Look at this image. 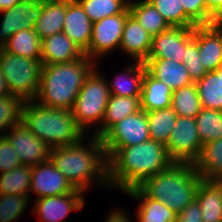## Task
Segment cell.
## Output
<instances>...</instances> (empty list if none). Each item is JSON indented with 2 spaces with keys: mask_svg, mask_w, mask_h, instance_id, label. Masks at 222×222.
Instances as JSON below:
<instances>
[{
  "mask_svg": "<svg viewBox=\"0 0 222 222\" xmlns=\"http://www.w3.org/2000/svg\"><path fill=\"white\" fill-rule=\"evenodd\" d=\"M84 52L63 32L42 40L41 62L43 65L71 62L84 56Z\"/></svg>",
  "mask_w": 222,
  "mask_h": 222,
  "instance_id": "ac0fdd59",
  "label": "cell"
},
{
  "mask_svg": "<svg viewBox=\"0 0 222 222\" xmlns=\"http://www.w3.org/2000/svg\"><path fill=\"white\" fill-rule=\"evenodd\" d=\"M140 98L141 97L115 96L111 94L105 109L103 124L94 136L100 138L112 125L140 111Z\"/></svg>",
  "mask_w": 222,
  "mask_h": 222,
  "instance_id": "cb8c5ba5",
  "label": "cell"
},
{
  "mask_svg": "<svg viewBox=\"0 0 222 222\" xmlns=\"http://www.w3.org/2000/svg\"><path fill=\"white\" fill-rule=\"evenodd\" d=\"M202 148L196 119L178 116L166 145L169 157L176 163L194 164L200 158Z\"/></svg>",
  "mask_w": 222,
  "mask_h": 222,
  "instance_id": "9c48e42d",
  "label": "cell"
},
{
  "mask_svg": "<svg viewBox=\"0 0 222 222\" xmlns=\"http://www.w3.org/2000/svg\"><path fill=\"white\" fill-rule=\"evenodd\" d=\"M85 191L69 192L58 196L36 199L33 212L41 217L43 222H64L67 214L72 210H80L84 206L82 194Z\"/></svg>",
  "mask_w": 222,
  "mask_h": 222,
  "instance_id": "9a60e30c",
  "label": "cell"
},
{
  "mask_svg": "<svg viewBox=\"0 0 222 222\" xmlns=\"http://www.w3.org/2000/svg\"><path fill=\"white\" fill-rule=\"evenodd\" d=\"M201 180L194 164L174 162L168 169L148 177L139 188L149 198L179 213L196 198Z\"/></svg>",
  "mask_w": 222,
  "mask_h": 222,
  "instance_id": "5b68a950",
  "label": "cell"
},
{
  "mask_svg": "<svg viewBox=\"0 0 222 222\" xmlns=\"http://www.w3.org/2000/svg\"><path fill=\"white\" fill-rule=\"evenodd\" d=\"M152 36L140 25L138 20L130 13L124 25L119 48L133 57V60L145 62L148 59Z\"/></svg>",
  "mask_w": 222,
  "mask_h": 222,
  "instance_id": "e0dca14e",
  "label": "cell"
},
{
  "mask_svg": "<svg viewBox=\"0 0 222 222\" xmlns=\"http://www.w3.org/2000/svg\"><path fill=\"white\" fill-rule=\"evenodd\" d=\"M201 106L206 109L222 111V79L214 71L195 82Z\"/></svg>",
  "mask_w": 222,
  "mask_h": 222,
  "instance_id": "4dcf8cb0",
  "label": "cell"
},
{
  "mask_svg": "<svg viewBox=\"0 0 222 222\" xmlns=\"http://www.w3.org/2000/svg\"><path fill=\"white\" fill-rule=\"evenodd\" d=\"M127 72L122 74V76L117 75L112 87L108 84L110 94L124 97H141L146 65L144 62L135 61V64L127 69ZM125 75L129 77L127 76L124 80L123 76Z\"/></svg>",
  "mask_w": 222,
  "mask_h": 222,
  "instance_id": "f1b7e54d",
  "label": "cell"
},
{
  "mask_svg": "<svg viewBox=\"0 0 222 222\" xmlns=\"http://www.w3.org/2000/svg\"><path fill=\"white\" fill-rule=\"evenodd\" d=\"M208 26L216 33L222 35V7L211 14Z\"/></svg>",
  "mask_w": 222,
  "mask_h": 222,
  "instance_id": "7bdbcfd3",
  "label": "cell"
},
{
  "mask_svg": "<svg viewBox=\"0 0 222 222\" xmlns=\"http://www.w3.org/2000/svg\"><path fill=\"white\" fill-rule=\"evenodd\" d=\"M92 23L105 17L123 13L128 7L127 0H77Z\"/></svg>",
  "mask_w": 222,
  "mask_h": 222,
  "instance_id": "e575fe53",
  "label": "cell"
},
{
  "mask_svg": "<svg viewBox=\"0 0 222 222\" xmlns=\"http://www.w3.org/2000/svg\"><path fill=\"white\" fill-rule=\"evenodd\" d=\"M42 11V1L21 0L12 8L1 11L3 19L0 26V50H3L9 38L17 31L34 28Z\"/></svg>",
  "mask_w": 222,
  "mask_h": 222,
  "instance_id": "7c38bea8",
  "label": "cell"
},
{
  "mask_svg": "<svg viewBox=\"0 0 222 222\" xmlns=\"http://www.w3.org/2000/svg\"><path fill=\"white\" fill-rule=\"evenodd\" d=\"M125 193L141 200L137 208L139 222H176L177 213L170 210L166 204L149 198L139 187L128 189Z\"/></svg>",
  "mask_w": 222,
  "mask_h": 222,
  "instance_id": "d4e9b609",
  "label": "cell"
},
{
  "mask_svg": "<svg viewBox=\"0 0 222 222\" xmlns=\"http://www.w3.org/2000/svg\"><path fill=\"white\" fill-rule=\"evenodd\" d=\"M207 13L211 16L218 8L222 7V0H205Z\"/></svg>",
  "mask_w": 222,
  "mask_h": 222,
  "instance_id": "f6af8a7d",
  "label": "cell"
},
{
  "mask_svg": "<svg viewBox=\"0 0 222 222\" xmlns=\"http://www.w3.org/2000/svg\"><path fill=\"white\" fill-rule=\"evenodd\" d=\"M112 214L109 215L108 219L106 222H131L125 214H123V212L115 211L112 212Z\"/></svg>",
  "mask_w": 222,
  "mask_h": 222,
  "instance_id": "ee69618b",
  "label": "cell"
},
{
  "mask_svg": "<svg viewBox=\"0 0 222 222\" xmlns=\"http://www.w3.org/2000/svg\"><path fill=\"white\" fill-rule=\"evenodd\" d=\"M144 64L146 65V70L155 79L168 85L172 91L194 83L182 62L178 63L172 59L165 58H148Z\"/></svg>",
  "mask_w": 222,
  "mask_h": 222,
  "instance_id": "d6986e66",
  "label": "cell"
},
{
  "mask_svg": "<svg viewBox=\"0 0 222 222\" xmlns=\"http://www.w3.org/2000/svg\"><path fill=\"white\" fill-rule=\"evenodd\" d=\"M194 38V27H170L152 37L148 58L172 59L181 63L186 45Z\"/></svg>",
  "mask_w": 222,
  "mask_h": 222,
  "instance_id": "5bb4252c",
  "label": "cell"
},
{
  "mask_svg": "<svg viewBox=\"0 0 222 222\" xmlns=\"http://www.w3.org/2000/svg\"><path fill=\"white\" fill-rule=\"evenodd\" d=\"M195 119L202 145L222 138V111L202 107Z\"/></svg>",
  "mask_w": 222,
  "mask_h": 222,
  "instance_id": "836d02e7",
  "label": "cell"
},
{
  "mask_svg": "<svg viewBox=\"0 0 222 222\" xmlns=\"http://www.w3.org/2000/svg\"><path fill=\"white\" fill-rule=\"evenodd\" d=\"M6 95H11V93H10V90L7 86V82L3 76V73L0 68V97L6 96Z\"/></svg>",
  "mask_w": 222,
  "mask_h": 222,
  "instance_id": "bcb514c9",
  "label": "cell"
},
{
  "mask_svg": "<svg viewBox=\"0 0 222 222\" xmlns=\"http://www.w3.org/2000/svg\"><path fill=\"white\" fill-rule=\"evenodd\" d=\"M93 62L84 55L71 62L43 65L34 100L47 107L71 110L86 77L95 68Z\"/></svg>",
  "mask_w": 222,
  "mask_h": 222,
  "instance_id": "3957f363",
  "label": "cell"
},
{
  "mask_svg": "<svg viewBox=\"0 0 222 222\" xmlns=\"http://www.w3.org/2000/svg\"><path fill=\"white\" fill-rule=\"evenodd\" d=\"M109 159L119 148L133 146L150 139L147 112L142 109L112 125L101 137Z\"/></svg>",
  "mask_w": 222,
  "mask_h": 222,
  "instance_id": "ba28073f",
  "label": "cell"
},
{
  "mask_svg": "<svg viewBox=\"0 0 222 222\" xmlns=\"http://www.w3.org/2000/svg\"><path fill=\"white\" fill-rule=\"evenodd\" d=\"M3 50L30 59H41L42 40L34 28L20 30L9 38Z\"/></svg>",
  "mask_w": 222,
  "mask_h": 222,
  "instance_id": "83f0119b",
  "label": "cell"
},
{
  "mask_svg": "<svg viewBox=\"0 0 222 222\" xmlns=\"http://www.w3.org/2000/svg\"><path fill=\"white\" fill-rule=\"evenodd\" d=\"M62 32L83 52L89 48L92 22L77 0H66V16Z\"/></svg>",
  "mask_w": 222,
  "mask_h": 222,
  "instance_id": "2e32d148",
  "label": "cell"
},
{
  "mask_svg": "<svg viewBox=\"0 0 222 222\" xmlns=\"http://www.w3.org/2000/svg\"><path fill=\"white\" fill-rule=\"evenodd\" d=\"M130 13L138 20L140 25L153 37L171 26L164 17L157 11L154 5L148 0L139 2L129 1Z\"/></svg>",
  "mask_w": 222,
  "mask_h": 222,
  "instance_id": "4316f807",
  "label": "cell"
},
{
  "mask_svg": "<svg viewBox=\"0 0 222 222\" xmlns=\"http://www.w3.org/2000/svg\"><path fill=\"white\" fill-rule=\"evenodd\" d=\"M172 92L168 85L155 79L146 70L142 82L141 109L149 112L170 107Z\"/></svg>",
  "mask_w": 222,
  "mask_h": 222,
  "instance_id": "603a6c76",
  "label": "cell"
},
{
  "mask_svg": "<svg viewBox=\"0 0 222 222\" xmlns=\"http://www.w3.org/2000/svg\"><path fill=\"white\" fill-rule=\"evenodd\" d=\"M23 100L16 95L0 97V130L10 129L21 121Z\"/></svg>",
  "mask_w": 222,
  "mask_h": 222,
  "instance_id": "8d00e7d4",
  "label": "cell"
},
{
  "mask_svg": "<svg viewBox=\"0 0 222 222\" xmlns=\"http://www.w3.org/2000/svg\"><path fill=\"white\" fill-rule=\"evenodd\" d=\"M185 14L197 25H208L210 15L207 13L205 0H180Z\"/></svg>",
  "mask_w": 222,
  "mask_h": 222,
  "instance_id": "ab89813d",
  "label": "cell"
},
{
  "mask_svg": "<svg viewBox=\"0 0 222 222\" xmlns=\"http://www.w3.org/2000/svg\"><path fill=\"white\" fill-rule=\"evenodd\" d=\"M0 135V172L12 171L14 168L21 166L18 153L15 151L9 140Z\"/></svg>",
  "mask_w": 222,
  "mask_h": 222,
  "instance_id": "60d3db41",
  "label": "cell"
},
{
  "mask_svg": "<svg viewBox=\"0 0 222 222\" xmlns=\"http://www.w3.org/2000/svg\"><path fill=\"white\" fill-rule=\"evenodd\" d=\"M20 0H0V13L3 10L12 8L14 5L18 4Z\"/></svg>",
  "mask_w": 222,
  "mask_h": 222,
  "instance_id": "7dc6e473",
  "label": "cell"
},
{
  "mask_svg": "<svg viewBox=\"0 0 222 222\" xmlns=\"http://www.w3.org/2000/svg\"><path fill=\"white\" fill-rule=\"evenodd\" d=\"M129 14L128 7L121 14L105 17L92 23L90 45L84 54L94 61L95 58L107 54L112 49L120 46L125 20Z\"/></svg>",
  "mask_w": 222,
  "mask_h": 222,
  "instance_id": "30bf717a",
  "label": "cell"
},
{
  "mask_svg": "<svg viewBox=\"0 0 222 222\" xmlns=\"http://www.w3.org/2000/svg\"><path fill=\"white\" fill-rule=\"evenodd\" d=\"M164 17L171 27H196L197 25L185 14L180 0H148Z\"/></svg>",
  "mask_w": 222,
  "mask_h": 222,
  "instance_id": "d590c367",
  "label": "cell"
},
{
  "mask_svg": "<svg viewBox=\"0 0 222 222\" xmlns=\"http://www.w3.org/2000/svg\"><path fill=\"white\" fill-rule=\"evenodd\" d=\"M31 170L29 191L38 195L36 199L79 191L60 173L51 159L33 166Z\"/></svg>",
  "mask_w": 222,
  "mask_h": 222,
  "instance_id": "4fadbf2b",
  "label": "cell"
},
{
  "mask_svg": "<svg viewBox=\"0 0 222 222\" xmlns=\"http://www.w3.org/2000/svg\"><path fill=\"white\" fill-rule=\"evenodd\" d=\"M93 69L86 77L71 109L78 127L85 133L86 126L103 121L110 91L108 82Z\"/></svg>",
  "mask_w": 222,
  "mask_h": 222,
  "instance_id": "52a82bcc",
  "label": "cell"
},
{
  "mask_svg": "<svg viewBox=\"0 0 222 222\" xmlns=\"http://www.w3.org/2000/svg\"><path fill=\"white\" fill-rule=\"evenodd\" d=\"M21 121L50 148L78 143L87 135L76 124L72 110L47 107L35 100L23 102Z\"/></svg>",
  "mask_w": 222,
  "mask_h": 222,
  "instance_id": "277c9868",
  "label": "cell"
},
{
  "mask_svg": "<svg viewBox=\"0 0 222 222\" xmlns=\"http://www.w3.org/2000/svg\"><path fill=\"white\" fill-rule=\"evenodd\" d=\"M195 199L203 222H222V180H201Z\"/></svg>",
  "mask_w": 222,
  "mask_h": 222,
  "instance_id": "ffe728a7",
  "label": "cell"
},
{
  "mask_svg": "<svg viewBox=\"0 0 222 222\" xmlns=\"http://www.w3.org/2000/svg\"><path fill=\"white\" fill-rule=\"evenodd\" d=\"M177 117L171 106L147 112L150 139L166 146Z\"/></svg>",
  "mask_w": 222,
  "mask_h": 222,
  "instance_id": "f546056e",
  "label": "cell"
},
{
  "mask_svg": "<svg viewBox=\"0 0 222 222\" xmlns=\"http://www.w3.org/2000/svg\"><path fill=\"white\" fill-rule=\"evenodd\" d=\"M214 72L218 75V76H221V79H222V64L219 65L215 70Z\"/></svg>",
  "mask_w": 222,
  "mask_h": 222,
  "instance_id": "c3c4849f",
  "label": "cell"
},
{
  "mask_svg": "<svg viewBox=\"0 0 222 222\" xmlns=\"http://www.w3.org/2000/svg\"><path fill=\"white\" fill-rule=\"evenodd\" d=\"M171 107L177 116L196 118L202 106L195 82L172 92Z\"/></svg>",
  "mask_w": 222,
  "mask_h": 222,
  "instance_id": "1f68e13d",
  "label": "cell"
},
{
  "mask_svg": "<svg viewBox=\"0 0 222 222\" xmlns=\"http://www.w3.org/2000/svg\"><path fill=\"white\" fill-rule=\"evenodd\" d=\"M4 136L9 140L22 165L33 167L50 159L51 148L35 136L20 121L13 125Z\"/></svg>",
  "mask_w": 222,
  "mask_h": 222,
  "instance_id": "8fae6325",
  "label": "cell"
},
{
  "mask_svg": "<svg viewBox=\"0 0 222 222\" xmlns=\"http://www.w3.org/2000/svg\"><path fill=\"white\" fill-rule=\"evenodd\" d=\"M194 39L198 42L199 54L207 72L222 64V35L208 25L194 27Z\"/></svg>",
  "mask_w": 222,
  "mask_h": 222,
  "instance_id": "44dd1931",
  "label": "cell"
},
{
  "mask_svg": "<svg viewBox=\"0 0 222 222\" xmlns=\"http://www.w3.org/2000/svg\"><path fill=\"white\" fill-rule=\"evenodd\" d=\"M32 167L21 165L12 171L1 173L0 175V193L28 196Z\"/></svg>",
  "mask_w": 222,
  "mask_h": 222,
  "instance_id": "d6a6232c",
  "label": "cell"
},
{
  "mask_svg": "<svg viewBox=\"0 0 222 222\" xmlns=\"http://www.w3.org/2000/svg\"><path fill=\"white\" fill-rule=\"evenodd\" d=\"M182 63L193 82L202 79L207 74L202 64L201 54H199L198 42L194 38L186 45Z\"/></svg>",
  "mask_w": 222,
  "mask_h": 222,
  "instance_id": "f35d334b",
  "label": "cell"
},
{
  "mask_svg": "<svg viewBox=\"0 0 222 222\" xmlns=\"http://www.w3.org/2000/svg\"><path fill=\"white\" fill-rule=\"evenodd\" d=\"M176 222H203L200 205L196 199L177 213Z\"/></svg>",
  "mask_w": 222,
  "mask_h": 222,
  "instance_id": "b9f144b4",
  "label": "cell"
},
{
  "mask_svg": "<svg viewBox=\"0 0 222 222\" xmlns=\"http://www.w3.org/2000/svg\"><path fill=\"white\" fill-rule=\"evenodd\" d=\"M26 195L0 193V222H13L24 212L29 200Z\"/></svg>",
  "mask_w": 222,
  "mask_h": 222,
  "instance_id": "74e56055",
  "label": "cell"
},
{
  "mask_svg": "<svg viewBox=\"0 0 222 222\" xmlns=\"http://www.w3.org/2000/svg\"><path fill=\"white\" fill-rule=\"evenodd\" d=\"M194 165L202 180H222V138L203 145Z\"/></svg>",
  "mask_w": 222,
  "mask_h": 222,
  "instance_id": "484cf974",
  "label": "cell"
},
{
  "mask_svg": "<svg viewBox=\"0 0 222 222\" xmlns=\"http://www.w3.org/2000/svg\"><path fill=\"white\" fill-rule=\"evenodd\" d=\"M41 59H30L0 50V68L12 95L34 100L40 87Z\"/></svg>",
  "mask_w": 222,
  "mask_h": 222,
  "instance_id": "8992f818",
  "label": "cell"
},
{
  "mask_svg": "<svg viewBox=\"0 0 222 222\" xmlns=\"http://www.w3.org/2000/svg\"><path fill=\"white\" fill-rule=\"evenodd\" d=\"M66 16V0H43L42 11L34 30L41 40L62 32Z\"/></svg>",
  "mask_w": 222,
  "mask_h": 222,
  "instance_id": "7402d4cb",
  "label": "cell"
},
{
  "mask_svg": "<svg viewBox=\"0 0 222 222\" xmlns=\"http://www.w3.org/2000/svg\"><path fill=\"white\" fill-rule=\"evenodd\" d=\"M173 163L166 146L152 139L121 147L108 159V182L126 192Z\"/></svg>",
  "mask_w": 222,
  "mask_h": 222,
  "instance_id": "6da1fadb",
  "label": "cell"
},
{
  "mask_svg": "<svg viewBox=\"0 0 222 222\" xmlns=\"http://www.w3.org/2000/svg\"><path fill=\"white\" fill-rule=\"evenodd\" d=\"M87 146H83L81 139L72 145L51 148L50 152V159L60 173L76 189L82 191L86 190L97 177L106 185L109 183L108 158L101 139L94 136Z\"/></svg>",
  "mask_w": 222,
  "mask_h": 222,
  "instance_id": "7a4b0ae2",
  "label": "cell"
}]
</instances>
